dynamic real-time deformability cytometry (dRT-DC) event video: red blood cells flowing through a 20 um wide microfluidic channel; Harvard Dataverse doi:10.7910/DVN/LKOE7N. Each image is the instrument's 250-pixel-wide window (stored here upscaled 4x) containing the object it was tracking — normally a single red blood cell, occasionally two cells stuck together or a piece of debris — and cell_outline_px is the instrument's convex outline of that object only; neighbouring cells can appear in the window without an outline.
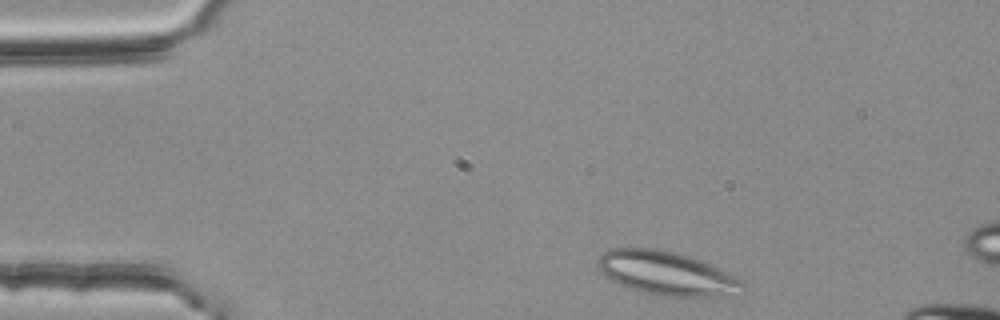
{"species": "common noctule bat (a hibernating species)", "species_latin": "Nyctalus noctula", "temperature_condition": "room temperature", "stored_images_in_passage": 8, "camera_frame_rate_fps": 3000, "um_per_image_px": 0.085, "animal": {"sex": "female", "body_mass_g": 25.1}, "frame": {"image": 1, "passage_image": 2, "time_ms": 0.333, "image_size_px": [1000, 320], "cell_outline_px": [[744, 296], [660, 296], [644, 292], [620, 284], [604, 276], [600, 272], [596, 264], [596, 260], [604, 252], [612, 248], [652, 248], [672, 252], [688, 256], [700, 260], [740, 280], [744, 284]], "centroid_in_image_um": [56.66, 23.25], "position_along_channel_um": 28.3, "area_um2": 36.65}}